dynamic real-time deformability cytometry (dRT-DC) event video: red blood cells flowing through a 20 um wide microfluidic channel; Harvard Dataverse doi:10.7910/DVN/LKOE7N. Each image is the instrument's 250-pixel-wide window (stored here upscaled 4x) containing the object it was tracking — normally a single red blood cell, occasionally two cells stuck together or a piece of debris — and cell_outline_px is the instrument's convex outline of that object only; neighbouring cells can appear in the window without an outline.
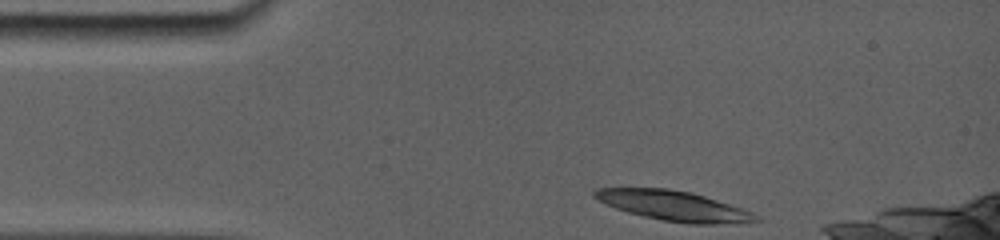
{"species": "common noctule bat (a hibernating species)", "species_latin": "Nyctalus noctula", "temperature_condition": "room temperature", "stored_images_in_passage": 1, "camera_frame_rate_fps": 5000, "um_per_image_px": 0.085, "animal": {"sex": "female", "body_mass_g": 19.0, "forearm_length_mm": 56.7}, "frame": {"image": 1, "passage_image": 1, "time_ms": 0.0, "image_size_px": [1000, 240], "cell_outline_px": [[764, 220], [716, 224], [692, 224], [664, 220], [644, 216], [628, 212], [604, 204], [596, 200], [592, 196], [592, 192], [596, 188], [668, 188], [692, 192], [752, 212], [760, 216]], "centroid_in_image_um": [57.22, 17.48], "position_along_channel_um": 27.8, "area_um2": 27.98}}